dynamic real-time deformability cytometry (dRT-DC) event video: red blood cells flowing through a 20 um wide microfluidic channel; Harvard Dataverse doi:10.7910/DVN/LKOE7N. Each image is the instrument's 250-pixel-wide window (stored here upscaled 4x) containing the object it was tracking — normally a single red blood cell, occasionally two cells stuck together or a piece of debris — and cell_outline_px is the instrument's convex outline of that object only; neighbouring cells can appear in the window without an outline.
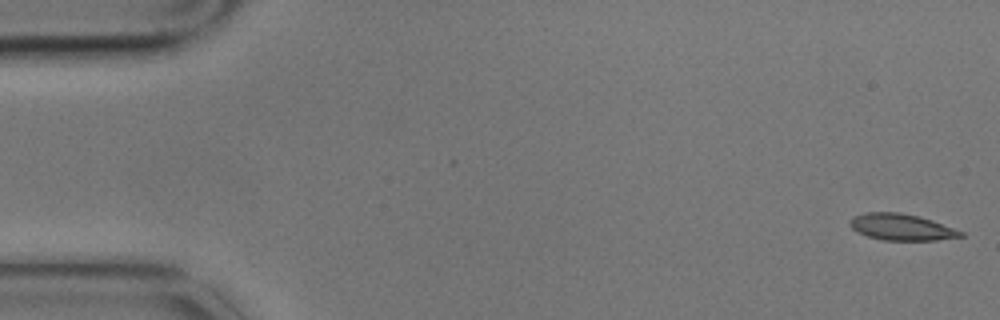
{"species": "common noctule bat (a hibernating species)", "species_latin": "Nyctalus noctula", "temperature_condition": "cold", "stored_images_in_passage": 6, "camera_frame_rate_fps": 3000, "um_per_image_px": 0.085, "animal": {"sex": "male", "body_mass_g": 17.9}, "frame": {"image": 1, "passage_image": 1, "time_ms": 0.0, "image_size_px": [1000, 320], "cell_outline_px": [[964, 236], [936, 240], [884, 240], [868, 236], [852, 228], [848, 224], [852, 216], [868, 212], [900, 212], [920, 216], [932, 220], [964, 232]], "centroid_in_image_um": [76.62, 19.29], "position_along_channel_um": 8.4, "area_um2": 16.99}}
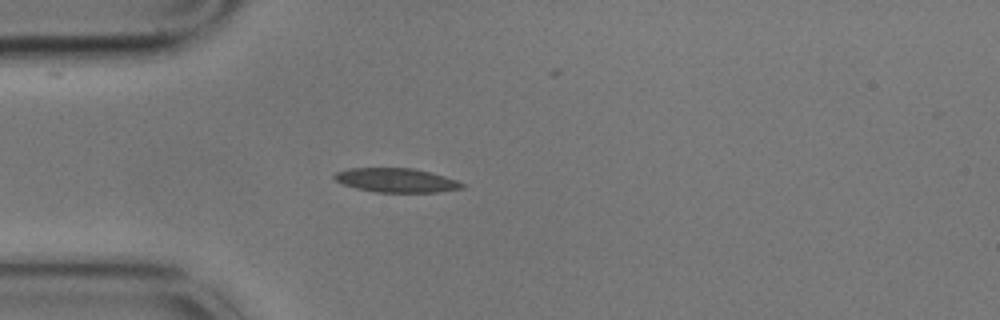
{"frame": {"image": 2, "passage_image": 5, "time_ms": 1.333, "image_size_px": [1000, 320], "cell_outline_px": [[468, 184], [464, 188], [436, 192], [376, 192], [356, 188], [344, 184], [336, 180], [332, 176], [336, 172], [348, 168], [412, 168], [432, 172]], "centroid_in_image_um": [33.72, 15.32], "position_along_channel_um": 51.3, "area_um2": 17.98}}